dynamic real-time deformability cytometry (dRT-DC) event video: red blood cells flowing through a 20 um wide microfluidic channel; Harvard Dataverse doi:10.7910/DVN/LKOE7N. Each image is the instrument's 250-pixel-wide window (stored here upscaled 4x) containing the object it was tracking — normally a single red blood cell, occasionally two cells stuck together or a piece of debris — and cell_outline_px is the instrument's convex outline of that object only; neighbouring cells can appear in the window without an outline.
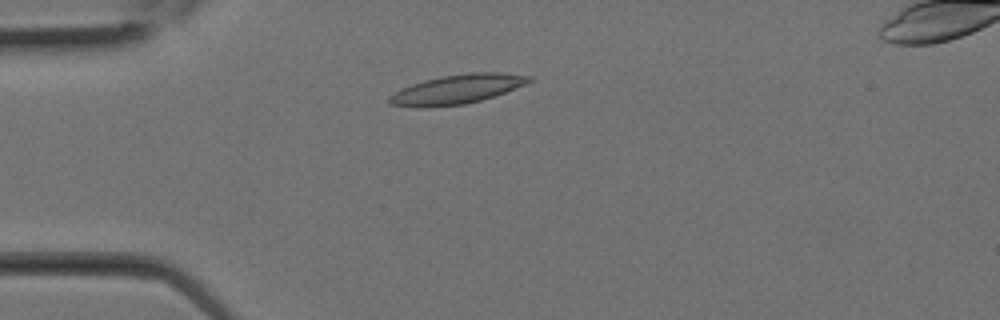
{"species": "Egyptian fruit bat (a non-hibernating species)", "species_latin": "Rousettus aegyptiacus", "temperature_condition": "room temperature", "stored_images_in_passage": 3, "camera_frame_rate_fps": 3000, "um_per_image_px": 0.085, "animal": {"sex": "female"}, "frame": {"image": 1, "passage_image": 3, "time_ms": 0.667, "image_size_px": [1000, 320], "cell_outline_px": [[532, 80], [524, 84], [504, 92], [480, 100], [464, 104], [428, 108], [416, 108], [388, 104], [388, 96], [412, 84], [424, 80], [440, 76], [468, 72], [500, 72], [532, 76]], "centroid_in_image_um": [38.8, 7.59], "position_along_channel_um": 46.2, "area_um2": 23.81}}